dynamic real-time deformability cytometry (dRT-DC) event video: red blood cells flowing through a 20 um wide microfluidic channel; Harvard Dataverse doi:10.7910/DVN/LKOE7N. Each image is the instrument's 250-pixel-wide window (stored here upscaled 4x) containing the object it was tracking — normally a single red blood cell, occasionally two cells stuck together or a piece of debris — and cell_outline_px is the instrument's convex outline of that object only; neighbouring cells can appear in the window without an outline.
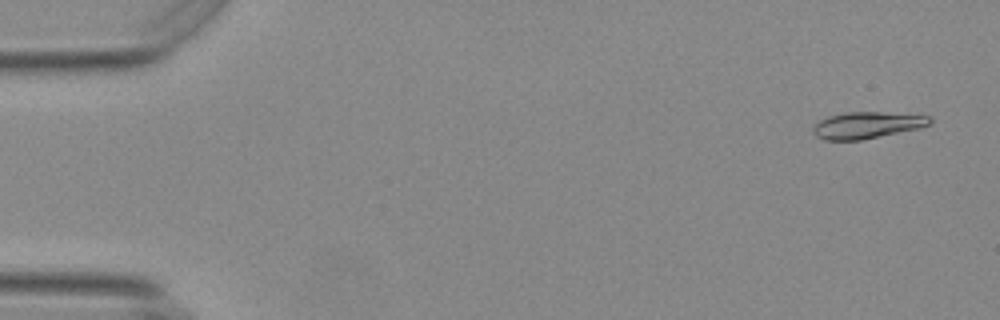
{"species": "Egyptian fruit bat (a non-hibernating species)", "species_latin": "Rousettus aegyptiacus", "temperature_condition": "warm", "stored_images_in_passage": 54, "camera_frame_rate_fps": 3000, "um_per_image_px": 0.085, "animal": {"sex": "female"}, "frame": {"image": 1, "passage_image": 2, "time_ms": 0.333, "image_size_px": [1000, 320], "cell_outline_px": [[932, 120], [928, 124], [920, 128], [860, 140], [824, 140], [816, 136], [812, 132], [812, 128], [820, 120], [828, 116], [848, 112], [880, 112], [928, 116]], "centroid_in_image_um": [73.64, 10.64], "position_along_channel_um": 11.4, "area_um2": 17.86}}
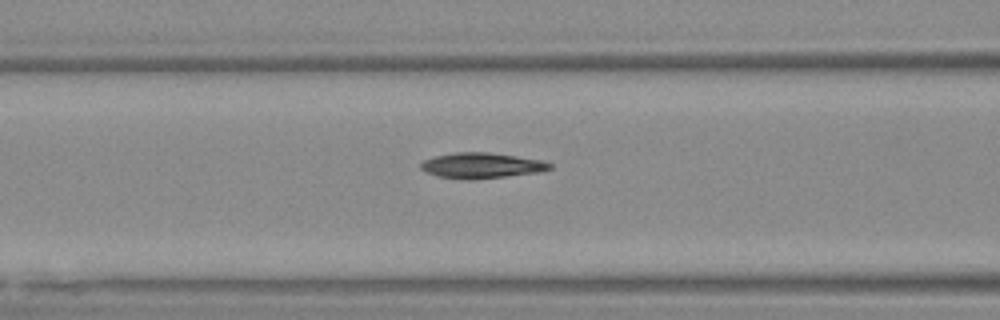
{"frame": {"image": 2, "passage_image": 22, "time_ms": 7.0, "image_size_px": [1000, 320], "cell_outline_px": [[552, 168], [536, 172], [504, 176], [440, 176], [428, 172], [420, 168], [420, 164], [424, 160], [432, 156], [452, 152], [488, 152], [544, 160], [552, 164]], "centroid_in_image_um": [40.96, 13.99], "position_along_channel_um": 125.6, "area_um2": 18.09}}
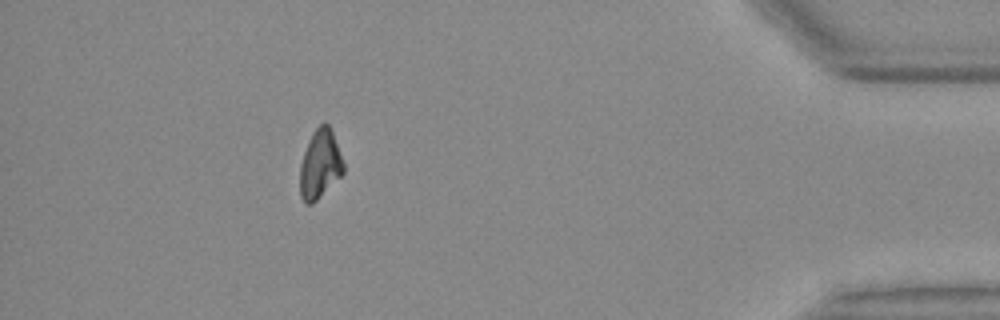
{"frame": {"image": 3, "passage_image": 49, "time_ms": 16.0, "image_size_px": [1000, 320], "cell_outline_px": [[344, 172], [312, 204], [304, 204], [300, 196], [300, 164], [308, 140], [312, 132], [320, 124], [328, 124], [332, 132], [344, 164]], "centroid_in_image_um": [27.17, 13.97], "position_along_channel_um": 408.0, "area_um2": 17.22}, "authors_computed_cell_mechanics": {"area_um2": 18.0914, "velocity_mm_per_s": 3.7276, "shape_relaxation_time_tau1_ms": null, "shape_relaxation_time_tau2_ms": 6.6345, "deformation_change_tau1": null, "deformation_change_tau2": 0.1065}}